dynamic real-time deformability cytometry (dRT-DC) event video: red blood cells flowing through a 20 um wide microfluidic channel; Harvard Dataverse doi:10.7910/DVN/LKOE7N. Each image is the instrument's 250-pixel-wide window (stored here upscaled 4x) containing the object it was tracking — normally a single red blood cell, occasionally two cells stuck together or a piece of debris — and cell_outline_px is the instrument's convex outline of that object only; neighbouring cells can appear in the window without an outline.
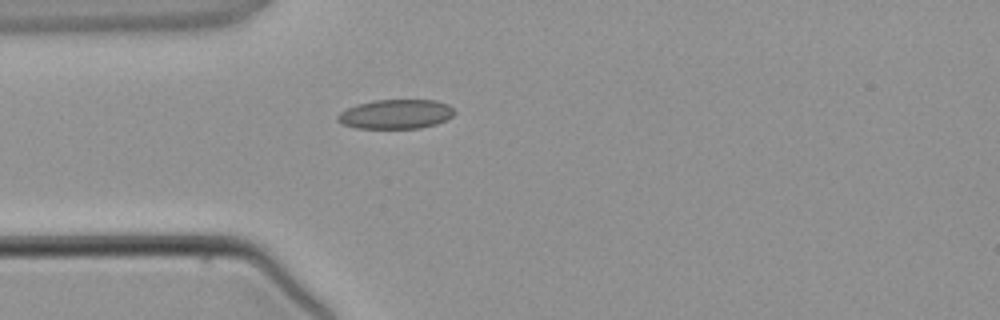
{"species": "common noctule bat (a hibernating species)", "species_latin": "Nyctalus noctula", "temperature_condition": "warm", "stored_images_in_passage": 1, "camera_frame_rate_fps": 3000, "um_per_image_px": 0.085, "animal": {"sex": "male", "body_mass_g": 21.5, "forearm_length_mm": 52.0}, "frame": {"image": 1, "passage_image": 1, "time_ms": 0.0, "image_size_px": [1000, 320], "cell_outline_px": [[456, 112], [452, 116], [436, 124], [420, 128], [356, 128], [344, 124], [336, 120], [336, 116], [340, 112], [356, 104], [376, 100], [436, 100], [448, 104]], "centroid_in_image_um": [33.64, 9.7], "position_along_channel_um": 51.4, "area_um2": 19.94}}